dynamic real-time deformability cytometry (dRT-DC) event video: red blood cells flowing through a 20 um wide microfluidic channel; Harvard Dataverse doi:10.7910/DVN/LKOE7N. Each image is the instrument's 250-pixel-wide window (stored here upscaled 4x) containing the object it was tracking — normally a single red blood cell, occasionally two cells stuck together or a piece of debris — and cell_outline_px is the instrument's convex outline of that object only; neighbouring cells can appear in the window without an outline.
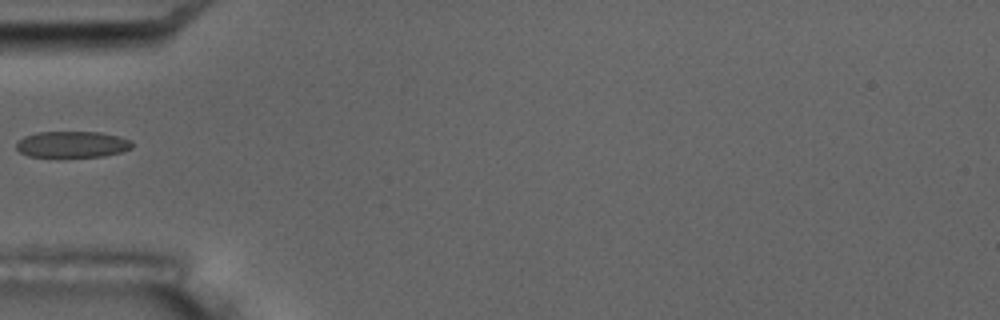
{"species": "common noctule bat (a hibernating species)", "species_latin": "Nyctalus noctula", "temperature_condition": "room temperature", "stored_images_in_passage": 9, "camera_frame_rate_fps": 3000, "um_per_image_px": 0.085, "animal": {"sex": "male", "body_mass_g": 17.5, "forearm_length_mm": 52.3}, "frame": {"image": 1, "passage_image": 6, "time_ms": 6.0, "image_size_px": [1000, 320], "cell_outline_px": [[132, 148], [120, 152], [100, 156], [28, 156], [20, 152], [16, 148], [16, 144], [24, 136], [36, 132], [100, 132], [132, 140]], "centroid_in_image_um": [6.13, 12.26], "position_along_channel_um": 78.9, "area_um2": 17.46}}